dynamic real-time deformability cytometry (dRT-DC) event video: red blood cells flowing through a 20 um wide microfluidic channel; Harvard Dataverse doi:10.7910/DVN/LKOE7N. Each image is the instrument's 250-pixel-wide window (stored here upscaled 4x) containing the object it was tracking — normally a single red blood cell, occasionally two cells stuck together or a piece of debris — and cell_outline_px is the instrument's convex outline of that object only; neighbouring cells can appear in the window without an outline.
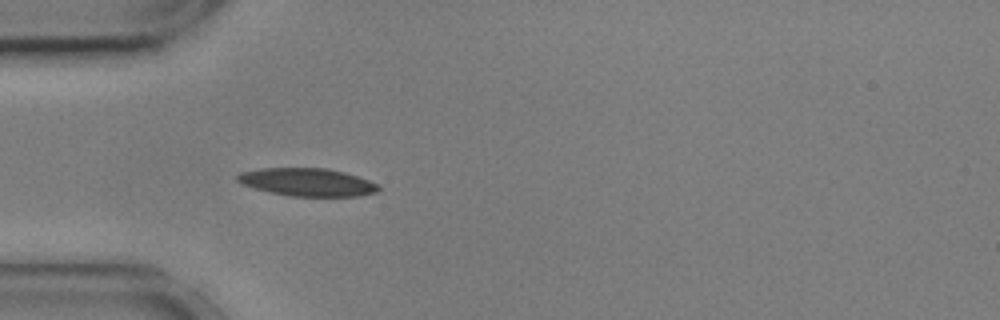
{"species": "common noctule bat (a hibernating species)", "species_latin": "Nyctalus noctula", "temperature_condition": "cold", "stored_images_in_passage": 4, "camera_frame_rate_fps": 3000, "um_per_image_px": 0.085, "animal": {"sex": "male", "body_mass_g": 17.9, "forearm_length_mm": 54.2}, "frame": {"image": 1, "passage_image": 1, "time_ms": 0.0, "image_size_px": [1000, 320], "cell_outline_px": [[380, 188], [376, 192], [360, 196], [292, 196], [272, 192], [240, 184], [236, 180], [236, 176], [240, 172], [260, 168], [324, 168], [344, 172], [368, 180], [376, 184]], "centroid_in_image_um": [26.09, 15.48], "position_along_channel_um": 58.9, "area_um2": 22.72}}